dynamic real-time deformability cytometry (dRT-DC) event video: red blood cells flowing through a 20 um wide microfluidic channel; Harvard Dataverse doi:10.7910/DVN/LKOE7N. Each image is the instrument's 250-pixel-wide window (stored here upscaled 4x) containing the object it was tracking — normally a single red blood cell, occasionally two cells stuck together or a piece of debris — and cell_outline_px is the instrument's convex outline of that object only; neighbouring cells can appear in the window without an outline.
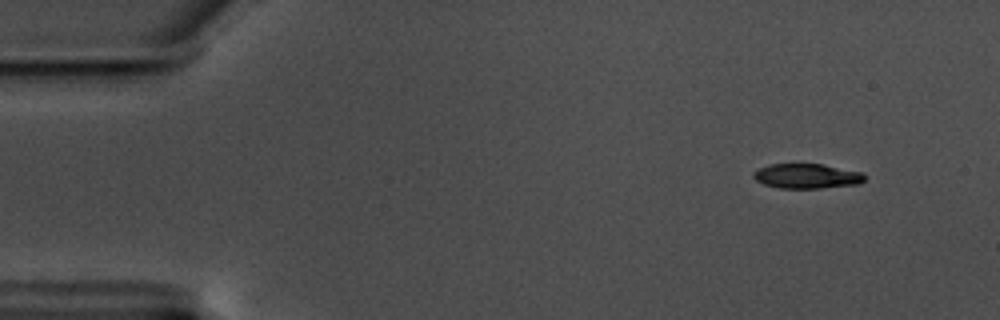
{"species": "common noctule bat (a hibernating species)", "species_latin": "Nyctalus noctula", "temperature_condition": "warm", "stored_images_in_passage": 14, "camera_frame_rate_fps": 3000, "um_per_image_px": 0.085, "animal": {"sex": "male", "body_mass_g": 17.5, "forearm_length_mm": 52.3}, "frame": {"image": 1, "passage_image": 1, "time_ms": 0.0, "image_size_px": [1000, 320], "cell_outline_px": [[864, 180], [860, 184], [820, 188], [780, 188], [764, 184], [756, 180], [752, 176], [752, 172], [768, 164], [824, 164], [860, 172], [864, 176]], "centroid_in_image_um": [68.55, 14.96], "position_along_channel_um": 16.4, "area_um2": 16.01}}
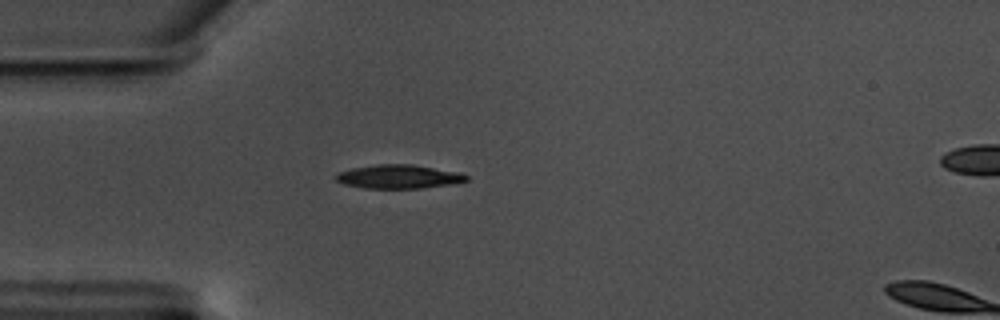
{"frame": {"image": 2, "passage_image": 12, "time_ms": 3.667, "image_size_px": [1000, 320], "cell_outline_px": [[468, 180], [452, 184], [420, 188], [364, 188], [344, 184], [336, 180], [336, 176], [340, 172], [352, 168], [376, 164], [412, 164], [460, 172], [468, 176]], "centroid_in_image_um": [33.91, 15.01], "position_along_channel_um": 51.1, "area_um2": 17.98}}